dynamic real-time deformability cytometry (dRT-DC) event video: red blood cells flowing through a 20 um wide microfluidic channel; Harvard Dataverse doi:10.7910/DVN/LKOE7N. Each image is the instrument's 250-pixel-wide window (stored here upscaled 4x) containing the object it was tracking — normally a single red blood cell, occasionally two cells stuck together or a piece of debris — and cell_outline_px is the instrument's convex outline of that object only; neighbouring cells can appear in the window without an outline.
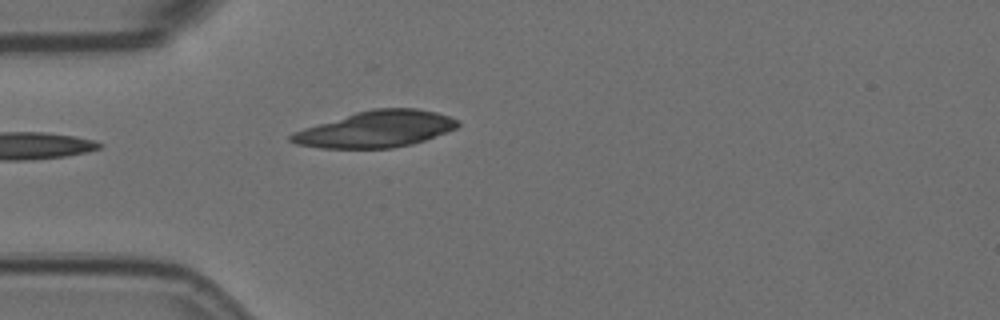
{"species": "Egyptian fruit bat (a non-hibernating species)", "species_latin": "Rousettus aegyptiacus", "temperature_condition": "room temperature", "stored_images_in_passage": 3, "camera_frame_rate_fps": 3000, "um_per_image_px": 0.085, "animal": {"sex": "female"}, "frame": {"image": 1, "passage_image": 3, "time_ms": 0.667, "image_size_px": [1000, 320], "cell_outline_px": [[460, 124], [456, 128], [424, 140], [412, 144], [392, 148], [320, 148], [296, 144], [288, 140], [288, 136], [292, 132], [304, 128], [356, 112], [372, 108], [416, 108], [436, 112], [460, 120]], "centroid_in_image_um": [31.94, 10.98], "position_along_channel_um": 53.1, "area_um2": 35.26}}